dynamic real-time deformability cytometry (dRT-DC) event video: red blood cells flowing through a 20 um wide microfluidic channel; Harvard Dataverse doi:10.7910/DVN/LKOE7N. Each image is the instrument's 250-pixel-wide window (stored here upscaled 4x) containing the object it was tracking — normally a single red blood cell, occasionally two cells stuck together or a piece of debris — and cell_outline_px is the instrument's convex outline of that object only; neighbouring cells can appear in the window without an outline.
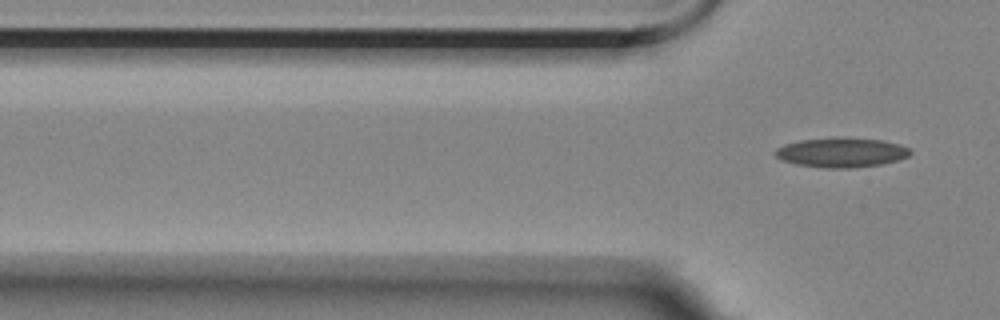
{"species": "Egyptian fruit bat (a non-hibernating species)", "species_latin": "Rousettus aegyptiacus", "temperature_condition": "room temperature", "stored_images_in_passage": 4, "camera_frame_rate_fps": 3000, "um_per_image_px": 0.085, "animal": {"sex": "female"}, "frame": {"image": 1, "passage_image": 4, "time_ms": 4.333, "image_size_px": [1000, 320], "cell_outline_px": [[912, 152], [908, 156], [896, 160], [880, 164], [852, 168], [824, 168], [796, 164], [780, 160], [772, 152], [776, 148], [784, 144], [800, 140], [880, 140], [900, 144], [908, 148]], "centroid_in_image_um": [71.46, 13.01], "position_along_channel_um": 54.3, "area_um2": 22.37}}